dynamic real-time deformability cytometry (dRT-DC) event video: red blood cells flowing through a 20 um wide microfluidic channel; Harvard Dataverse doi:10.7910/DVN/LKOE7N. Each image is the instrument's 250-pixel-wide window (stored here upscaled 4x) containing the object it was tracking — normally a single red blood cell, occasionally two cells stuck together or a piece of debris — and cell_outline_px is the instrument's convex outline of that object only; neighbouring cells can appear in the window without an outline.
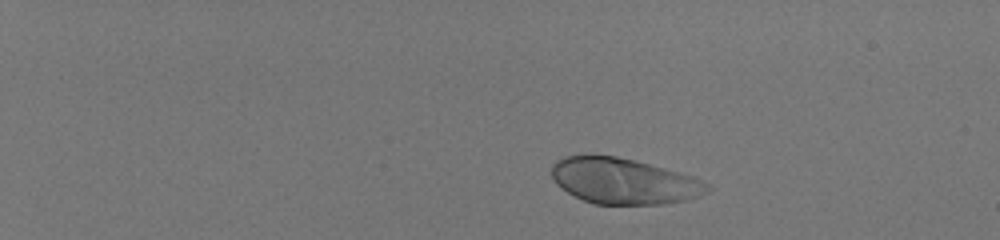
{"species": "human", "species_latin": "Homo sapiens", "temperature_condition": "room temperature", "stored_images_in_passage": 45, "camera_frame_rate_fps": 3000, "um_per_image_px": 0.085, "donor": {"sex": "male"}, "frame": {"image": 1, "passage_image": 1, "time_ms": 0.0, "image_size_px": [1000, 240], "cell_outline_px": [[712, 188], [708, 192], [688, 200], [664, 204], [596, 204], [584, 200], [568, 192], [556, 184], [552, 176], [552, 164], [556, 160], [564, 156], [616, 156], [664, 168], [692, 176], [712, 184]], "centroid_in_image_um": [53.06, 15.4], "position_along_channel_um": 31.9, "area_um2": 41.33}}
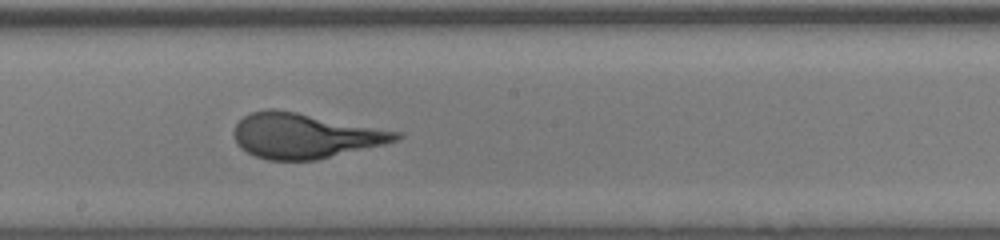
{"frame": {"image": 2, "passage_image": 26, "time_ms": 8.333, "image_size_px": [1000, 240], "cell_outline_px": [[404, 136], [396, 140], [384, 144], [316, 160], [268, 160], [256, 156], [240, 148], [236, 144], [232, 132], [236, 124], [244, 116], [252, 112], [268, 108], [272, 108], [296, 112], [404, 132]], "centroid_in_image_um": [25.91, 11.53], "position_along_channel_um": 222.3, "area_um2": 42.6}}
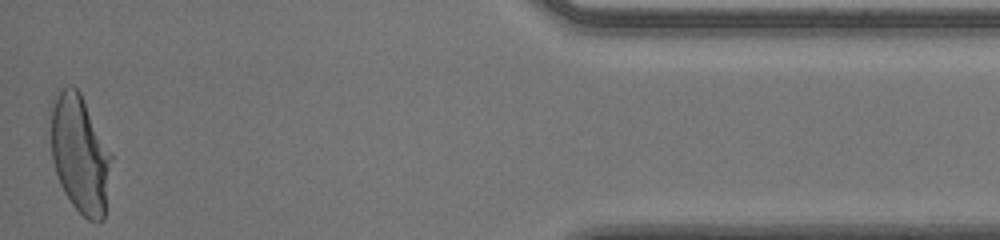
{"frame": {"image": 3, "passage_image": 45, "time_ms": 14.667, "image_size_px": [1000, 240], "cell_outline_px": [[112, 156], [104, 220], [88, 220], [72, 204], [64, 192], [60, 184], [52, 160], [48, 108], [56, 88], [68, 84], [72, 84], [80, 92], [112, 152]], "centroid_in_image_um": [6.75, 12.97], "position_along_channel_um": 428.5, "area_um2": 42.66}}